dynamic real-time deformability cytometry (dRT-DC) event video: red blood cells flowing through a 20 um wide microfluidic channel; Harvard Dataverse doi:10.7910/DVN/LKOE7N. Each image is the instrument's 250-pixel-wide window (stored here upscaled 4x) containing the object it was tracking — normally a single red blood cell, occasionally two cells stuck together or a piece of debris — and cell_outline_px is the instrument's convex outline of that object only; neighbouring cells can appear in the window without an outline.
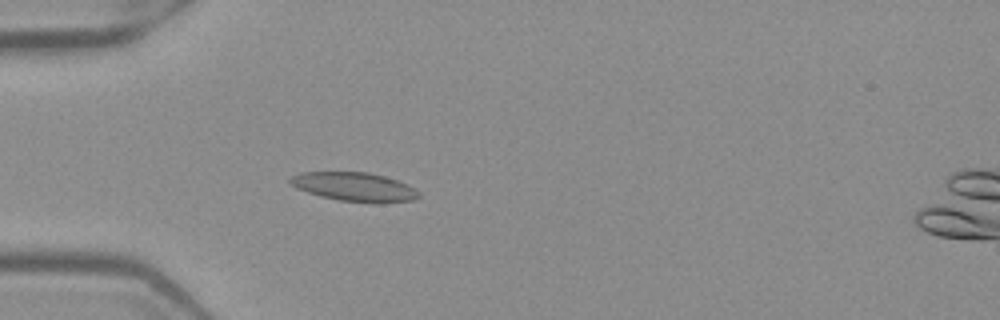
{"species": "Egyptian fruit bat (a non-hibernating species)", "species_latin": "Rousettus aegyptiacus", "temperature_condition": "warm", "stored_images_in_passage": 47, "camera_frame_rate_fps": 3000, "um_per_image_px": 0.085, "frame": {"image": 1, "passage_image": 15, "time_ms": 4.667, "image_size_px": [1000, 320], "cell_outline_px": [[420, 196], [412, 200], [384, 204], [376, 204], [340, 200], [320, 196], [296, 188], [288, 184], [288, 180], [292, 176], [300, 172], [368, 172], [384, 176], [408, 184], [416, 188], [420, 192]], "centroid_in_image_um": [30.15, 15.89], "position_along_channel_um": 54.9, "area_um2": 22.02}}
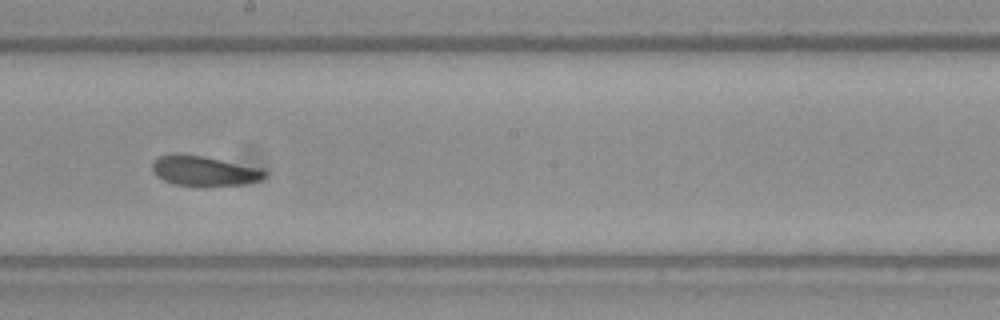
{"frame": {"image": 2, "passage_image": 29, "time_ms": 9.333, "image_size_px": [1000, 320], "cell_outline_px": [[264, 176], [260, 180], [240, 184], [172, 184], [156, 176], [152, 172], [152, 164], [160, 156], [176, 152], [180, 152], [204, 156], [260, 168], [264, 172]], "centroid_in_image_um": [17.26, 14.48], "position_along_channel_um": 230.9, "area_um2": 19.07}}
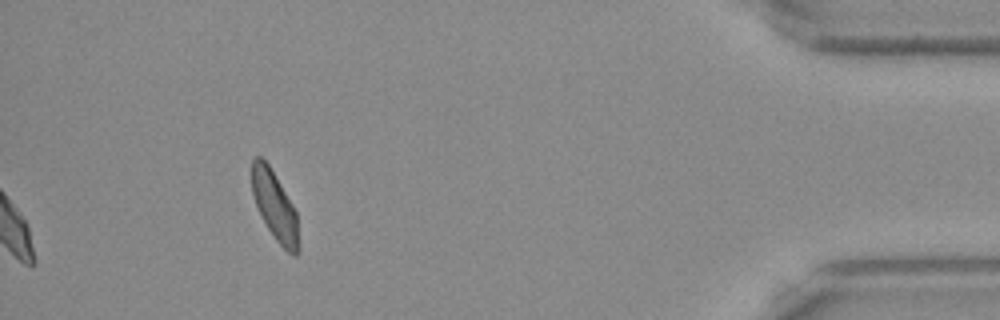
{"frame": {"image": 3, "passage_image": 47, "time_ms": 15.333, "image_size_px": [1000, 320], "cell_outline_px": [[300, 252], [296, 256], [292, 256], [276, 240], [268, 228], [256, 204], [252, 192], [252, 160], [256, 156], [260, 156], [268, 164], [292, 204], [296, 212], [300, 248]], "centroid_in_image_um": [23.38, 17.55], "position_along_channel_um": 411.8, "area_um2": 18.5}, "authors_computed_cell_mechanics": {"area_um2": 20.1722, "velocity_mm_per_s": 3.9479, "shape_relaxation_time_tau1_ms": null, "shape_relaxation_time_tau2_ms": 2.8477, "deformation_change_tau1": null, "deformation_change_tau2": 0.0869}}